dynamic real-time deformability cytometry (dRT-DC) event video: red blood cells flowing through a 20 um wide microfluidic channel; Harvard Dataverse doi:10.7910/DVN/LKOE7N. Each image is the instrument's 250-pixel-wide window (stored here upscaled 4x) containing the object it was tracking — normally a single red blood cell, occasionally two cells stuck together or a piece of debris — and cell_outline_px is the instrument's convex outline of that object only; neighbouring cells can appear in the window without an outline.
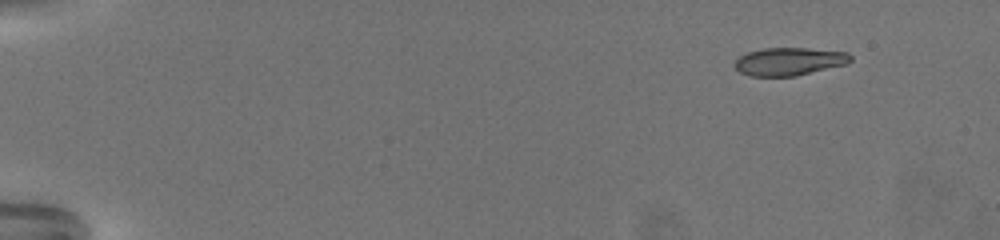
{"species": "common noctule bat (a hibernating species)", "species_latin": "Nyctalus noctula", "temperature_condition": "warm", "stored_images_in_passage": 61, "camera_frame_rate_fps": 3000, "um_per_image_px": 0.085, "animal": {"sex": "female", "body_mass_g": 19.5, "forearm_length_mm": 54.1}, "frame": {"image": 1, "passage_image": 1, "time_ms": 0.0, "image_size_px": [1000, 240], "cell_outline_px": [[852, 60], [848, 64], [796, 76], [752, 76], [740, 72], [736, 68], [736, 60], [740, 56], [748, 52], [764, 48], [808, 48], [848, 52], [852, 56]], "centroid_in_image_um": [67.14, 5.22], "position_along_channel_um": 17.9, "area_um2": 18.84}}
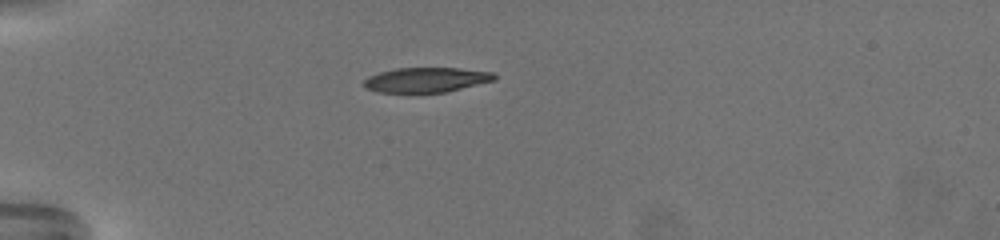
{"frame": {"image": 2, "passage_image": 15, "time_ms": 4.667, "image_size_px": [1000, 240], "cell_outline_px": [[496, 80], [444, 92], [376, 92], [364, 88], [364, 80], [368, 76], [380, 72], [396, 68], [460, 68], [492, 72], [496, 76]], "centroid_in_image_um": [36.21, 6.78], "position_along_channel_um": 48.8, "area_um2": 18.79}}
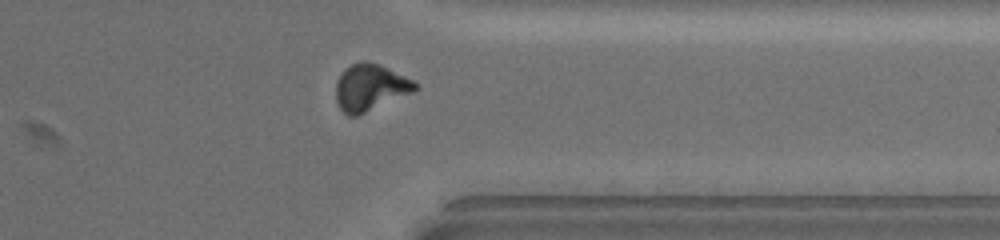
{"frame": {"image": 3, "passage_image": 49, "time_ms": 16.0, "image_size_px": [1000, 240], "cell_outline_px": [[420, 88], [412, 92], [356, 116], [348, 116], [340, 108], [336, 100], [336, 80], [344, 68], [360, 60], [364, 60], [376, 64], [404, 76], [412, 80]], "centroid_in_image_um": [31.41, 7.43], "position_along_channel_um": 380.0, "area_um2": 21.15}, "authors_computed_cell_mechanics": {"area_um2": 20.8658, "velocity_mm_per_s": 3.2214, "shape_relaxation_time_tau1_ms": 7.0821, "shape_relaxation_time_tau2_ms": 1.7945, "deformation_change_tau1": 0.2132, "deformation_change_tau2": 0.0874}}